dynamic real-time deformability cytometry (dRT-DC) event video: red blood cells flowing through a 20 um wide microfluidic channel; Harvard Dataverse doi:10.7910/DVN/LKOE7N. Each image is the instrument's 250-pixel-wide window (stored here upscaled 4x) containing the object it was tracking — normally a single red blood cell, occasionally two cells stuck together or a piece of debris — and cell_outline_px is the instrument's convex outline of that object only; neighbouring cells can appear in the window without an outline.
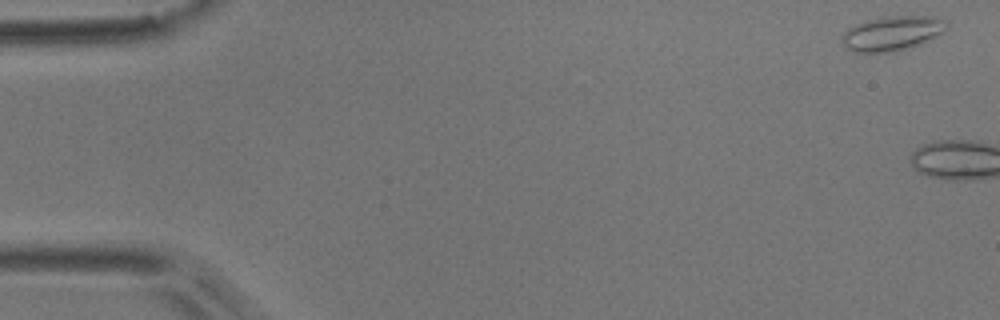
{"species": "common noctule bat (a hibernating species)", "species_latin": "Nyctalus noctula", "temperature_condition": "room temperature", "stored_images_in_passage": 6, "camera_frame_rate_fps": 3000, "um_per_image_px": 0.085, "animal": {"sex": "male", "body_mass_g": 17.9}, "frame": {"image": 1, "passage_image": 1, "time_ms": 0.0, "image_size_px": [1000, 320], "cell_outline_px": [[948, 28], [944, 32], [920, 44], [908, 48], [888, 52], [852, 52], [844, 48], [840, 40], [840, 36], [848, 28], [856, 24], [868, 20], [884, 16], [932, 16], [944, 20], [948, 24]], "centroid_in_image_um": [75.79, 2.83], "position_along_channel_um": 9.2, "area_um2": 21.27}}